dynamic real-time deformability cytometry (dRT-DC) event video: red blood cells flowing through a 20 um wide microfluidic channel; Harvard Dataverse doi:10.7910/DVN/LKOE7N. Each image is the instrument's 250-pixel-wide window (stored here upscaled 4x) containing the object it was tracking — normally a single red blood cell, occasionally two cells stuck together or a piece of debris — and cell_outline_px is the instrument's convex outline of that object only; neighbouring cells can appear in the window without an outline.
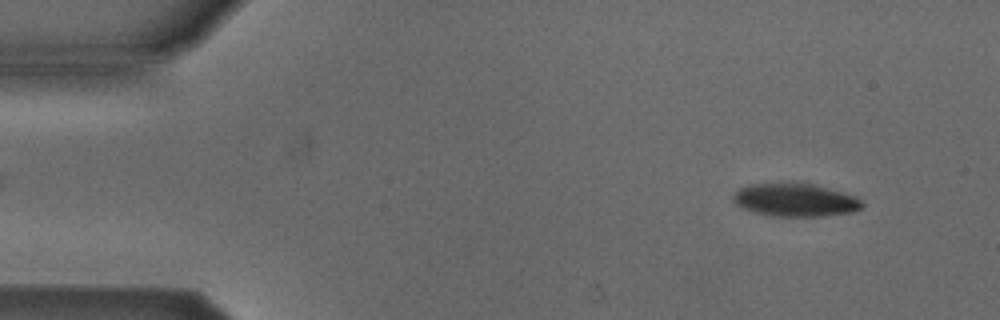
{"species": "Egyptian fruit bat (a non-hibernating species)", "species_latin": "Rousettus aegyptiacus", "temperature_condition": "cold", "stored_images_in_passage": 52, "camera_frame_rate_fps": 3000, "um_per_image_px": 0.085, "animal": {"sex": "male"}, "frame": {"image": 1, "passage_image": 4, "time_ms": 1.0, "image_size_px": [1000, 320], "cell_outline_px": [[864, 208], [852, 212], [820, 216], [776, 216], [756, 212], [744, 208], [736, 204], [732, 200], [732, 196], [740, 188], [752, 184], [812, 184], [856, 196], [864, 204]], "centroid_in_image_um": [67.63, 17.01], "position_along_channel_um": 17.4, "area_um2": 24.28}}
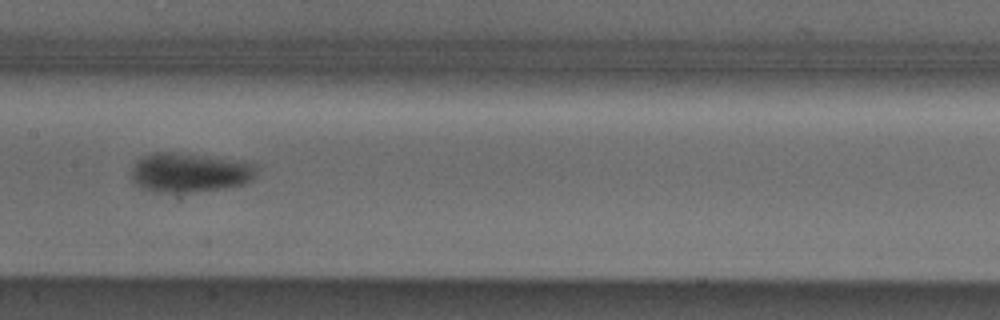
{"frame": {"image": 2, "passage_image": 25, "time_ms": 8.0, "image_size_px": [1000, 320], "cell_outline_px": [[256, 172], [252, 180], [244, 184], [224, 188], [192, 192], [156, 192], [140, 188], [132, 180], [132, 168], [136, 160], [152, 152], [172, 152], [256, 164]], "centroid_in_image_um": [16.06, 14.69], "position_along_channel_um": 191.3, "area_um2": 28.32}}
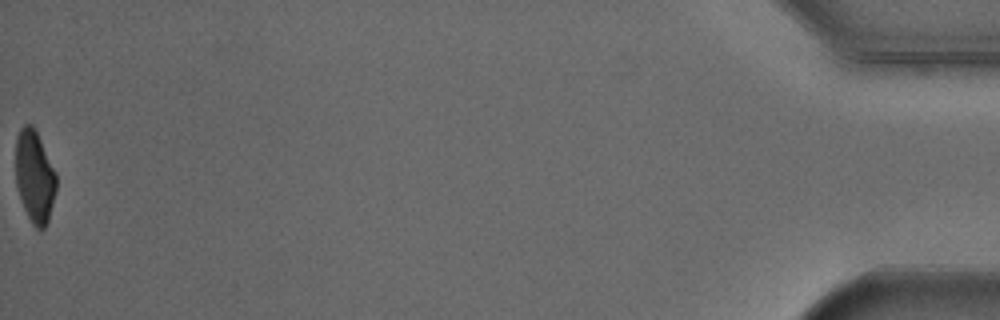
{"frame": {"image": 3, "passage_image": 52, "time_ms": 17.0, "image_size_px": [1000, 320], "cell_outline_px": [[56, 188], [48, 220], [44, 228], [36, 228], [32, 224], [24, 208], [16, 184], [16, 136], [20, 128], [24, 124], [32, 124], [56, 172]], "centroid_in_image_um": [2.93, 14.98], "position_along_channel_um": 432.3, "area_um2": 21.5}, "authors_computed_cell_mechanics": {"area_um2": 25.6632, "velocity_mm_per_s": 3.8649, "shape_relaxation_time_tau1_ms": 2.8898, "shape_relaxation_time_tau2_ms": 2.0996, "deformation_change_tau1": 0.104, "deformation_change_tau2": 0.056}}